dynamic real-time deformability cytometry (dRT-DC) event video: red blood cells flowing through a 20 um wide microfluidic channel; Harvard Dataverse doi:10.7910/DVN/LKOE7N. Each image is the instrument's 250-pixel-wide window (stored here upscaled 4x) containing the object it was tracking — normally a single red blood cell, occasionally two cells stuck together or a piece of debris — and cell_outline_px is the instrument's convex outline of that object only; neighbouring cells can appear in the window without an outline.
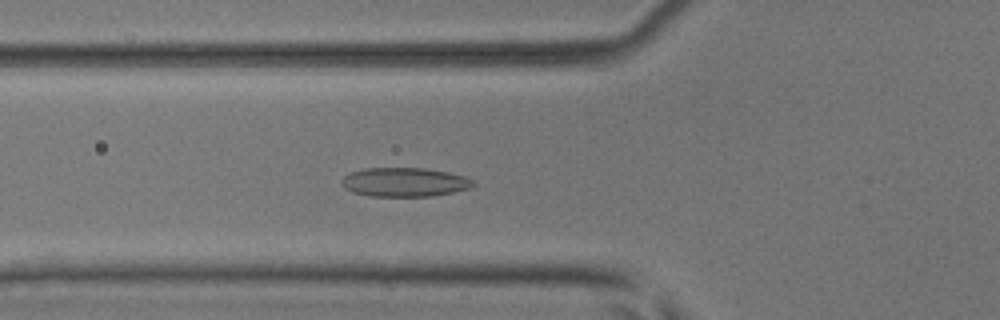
{"species": "common noctule bat (a hibernating species)", "species_latin": "Nyctalus noctula", "temperature_condition": "room temperature", "stored_images_in_passage": 55, "segment_of_instrument_passage": [1, 2], "camera_frame_rate_fps": 3000, "um_per_image_px": 0.085, "animal": {"sex": "male", "body_mass_g": 17.9, "forearm_length_mm": 54.2}, "frame": {"image": 1, "passage_image": 20, "time_ms": 6.333, "image_size_px": [1000, 320], "cell_outline_px": [[476, 184], [468, 188], [452, 192], [432, 196], [372, 196], [352, 192], [344, 188], [340, 184], [340, 180], [348, 172], [364, 168], [424, 168], [448, 172], [464, 176], [472, 180]], "centroid_in_image_um": [34.32, 15.47], "position_along_channel_um": 91.5, "area_um2": 22.31}}
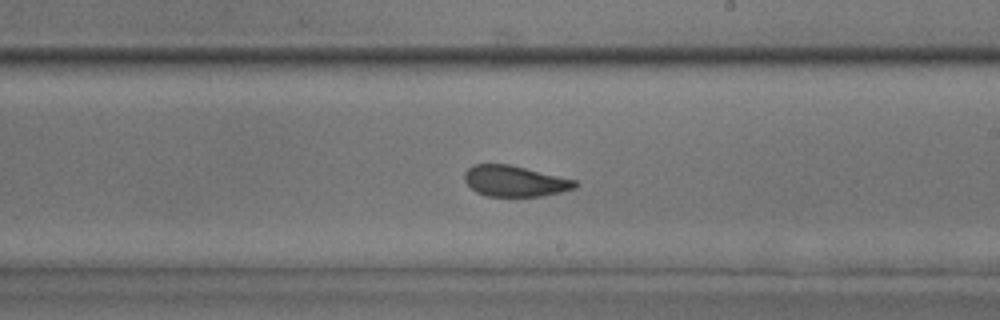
{"frame": {"image": 2, "passage_image": 32, "time_ms": 10.333, "image_size_px": [1000, 320], "cell_outline_px": [[580, 184], [576, 188], [560, 192], [540, 196], [484, 196], [476, 192], [464, 180], [464, 172], [472, 164], [508, 164], [576, 180]], "centroid_in_image_um": [43.75, 15.39], "position_along_channel_um": 245.3, "area_um2": 19.88}}
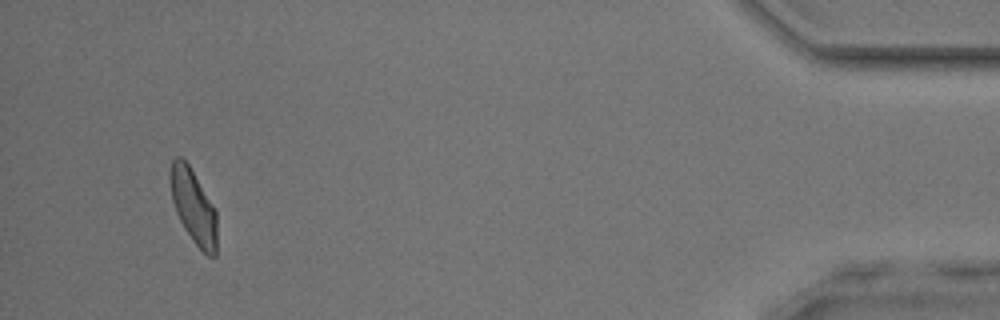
{"frame": {"image": 3, "passage_image": 51, "time_ms": 16.667, "image_size_px": [1000, 320], "cell_outline_px": [[216, 256], [208, 256], [192, 240], [184, 228], [176, 212], [172, 200], [172, 160], [176, 156], [180, 156], [188, 164], [216, 208]], "centroid_in_image_um": [16.48, 17.58], "position_along_channel_um": 418.7, "area_um2": 19.71}}